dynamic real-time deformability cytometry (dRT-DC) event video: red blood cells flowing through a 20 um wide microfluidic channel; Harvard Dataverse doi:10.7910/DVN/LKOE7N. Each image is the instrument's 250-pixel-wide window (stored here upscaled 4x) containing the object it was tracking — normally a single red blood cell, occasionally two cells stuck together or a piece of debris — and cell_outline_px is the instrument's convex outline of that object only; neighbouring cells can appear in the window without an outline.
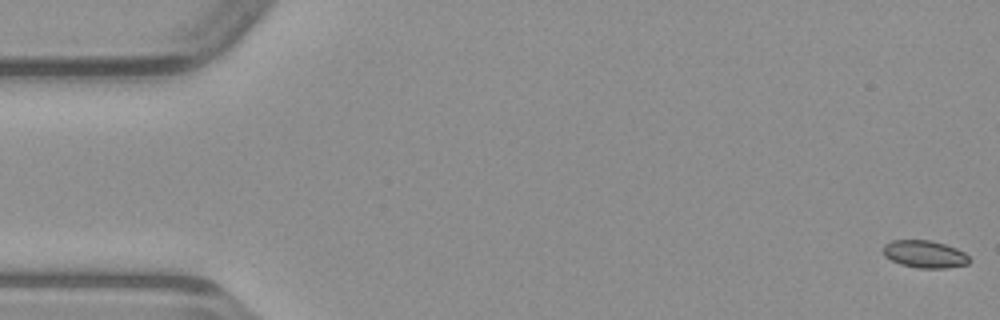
{"species": "common noctule bat (a hibernating species)", "species_latin": "Nyctalus noctula", "temperature_condition": "warm", "stored_images_in_passage": 51, "camera_frame_rate_fps": 3000, "um_per_image_px": 0.085, "animal": {"sex": "male", "body_mass_g": 23.1, "forearm_length_mm": 52.7}, "frame": {"image": 1, "passage_image": 1, "time_ms": 0.0, "image_size_px": [1000, 320], "cell_outline_px": [[972, 260], [968, 264], [944, 268], [916, 268], [900, 264], [884, 256], [884, 244], [892, 240], [932, 240], [956, 248], [964, 252]], "centroid_in_image_um": [78.61, 21.6], "position_along_channel_um": 6.4, "area_um2": 13.81}}
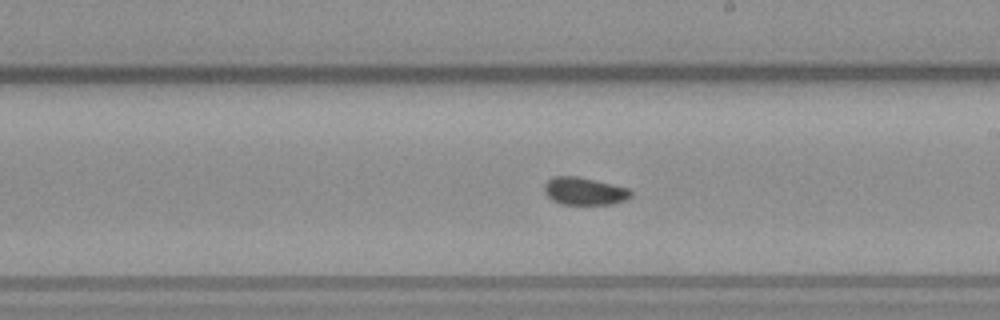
{"frame": {"image": 2, "passage_image": 28, "time_ms": 9.0, "image_size_px": [1000, 320], "cell_outline_px": [[632, 196], [624, 200], [612, 204], [560, 204], [552, 200], [544, 192], [544, 184], [552, 176], [576, 176], [612, 184], [628, 188], [632, 192]], "centroid_in_image_um": [49.65, 16.25], "position_along_channel_um": 239.4, "area_um2": 13.87}}
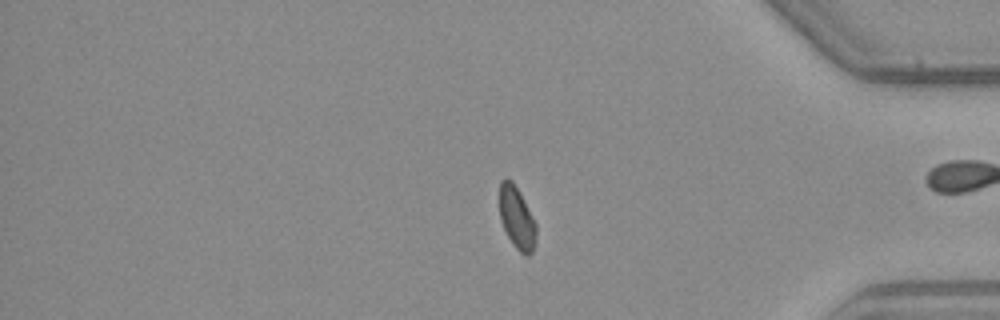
{"frame": {"image": 3, "passage_image": 41, "time_ms": 13.333, "image_size_px": [1000, 320], "cell_outline_px": [[536, 236], [532, 252], [528, 256], [524, 256], [512, 244], [500, 220], [500, 180], [504, 176], [512, 180], [536, 224]], "centroid_in_image_um": [43.91, 18.53], "position_along_channel_um": 391.3, "area_um2": 13.12}}